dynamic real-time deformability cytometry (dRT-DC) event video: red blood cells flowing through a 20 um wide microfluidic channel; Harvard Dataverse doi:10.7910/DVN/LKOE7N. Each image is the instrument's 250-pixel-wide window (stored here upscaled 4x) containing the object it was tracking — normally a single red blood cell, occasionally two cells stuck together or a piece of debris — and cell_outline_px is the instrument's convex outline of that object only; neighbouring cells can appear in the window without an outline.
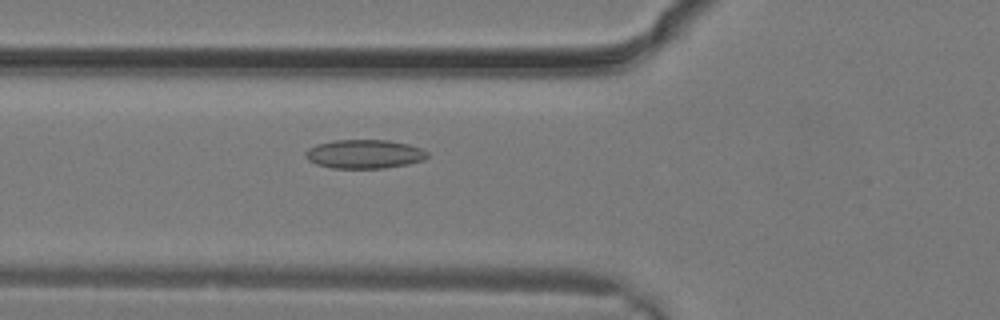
{"species": "common noctule bat (a hibernating species)", "species_latin": "Nyctalus noctula", "temperature_condition": "warm", "stored_images_in_passage": 16, "camera_frame_rate_fps": 3000, "um_per_image_px": 0.085, "animal": {"sex": "male", "body_mass_g": 19.2, "forearm_length_mm": 51.8}, "frame": {"image": 1, "passage_image": 2, "time_ms": 0.333, "image_size_px": [1000, 320], "cell_outline_px": [[428, 156], [424, 160], [408, 164], [384, 168], [332, 168], [316, 164], [308, 160], [304, 156], [304, 152], [308, 148], [316, 144], [332, 140], [388, 140], [408, 144], [420, 148], [428, 152]], "centroid_in_image_um": [30.94, 13.09], "position_along_channel_um": 94.9, "area_um2": 20.63}}
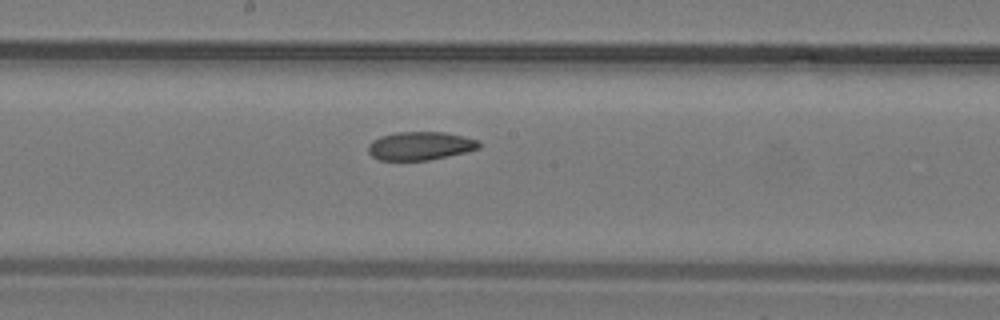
{"frame": {"image": 2, "passage_image": 7, "time_ms": 2.0, "image_size_px": [1000, 320], "cell_outline_px": [[480, 148], [448, 156], [428, 160], [380, 160], [372, 156], [368, 152], [368, 144], [372, 140], [380, 136], [396, 132], [444, 132], [464, 136], [476, 140], [480, 144]], "centroid_in_image_um": [35.68, 12.39], "position_along_channel_um": 212.5, "area_um2": 18.26}}
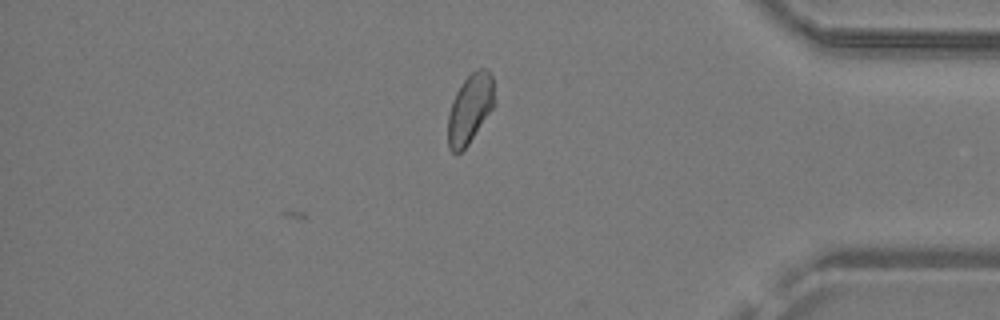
{"frame": {"image": 3, "passage_image": 16, "time_ms": 5.0, "image_size_px": [1000, 320], "cell_outline_px": [[496, 104], [468, 144], [456, 156], [448, 148], [448, 116], [452, 100], [456, 92], [464, 80], [476, 68], [484, 68], [492, 76]], "centroid_in_image_um": [39.95, 9.25], "position_along_channel_um": 395.2, "area_um2": 18.9}}